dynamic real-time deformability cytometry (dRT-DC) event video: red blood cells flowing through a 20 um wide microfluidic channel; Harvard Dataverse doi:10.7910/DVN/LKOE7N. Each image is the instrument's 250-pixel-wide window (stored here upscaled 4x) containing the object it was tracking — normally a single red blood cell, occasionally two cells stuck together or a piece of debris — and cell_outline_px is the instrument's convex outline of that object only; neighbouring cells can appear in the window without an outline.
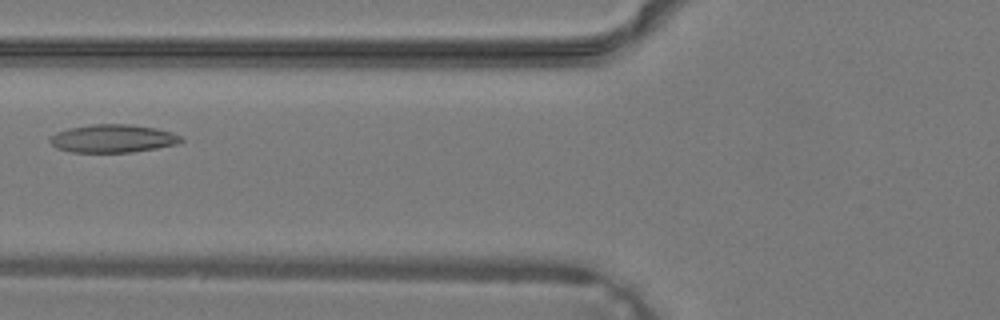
{"species": "common noctule bat (a hibernating species)", "species_latin": "Nyctalus noctula", "temperature_condition": "warm", "stored_images_in_passage": 28, "camera_frame_rate_fps": 3000, "um_per_image_px": 0.085, "animal": {"sex": "male", "body_mass_g": 19.2, "forearm_length_mm": 51.8}, "frame": {"image": 1, "passage_image": 5, "time_ms": 1.333, "image_size_px": [1000, 320], "cell_outline_px": [[184, 140], [176, 144], [156, 148], [132, 152], [72, 152], [56, 148], [48, 140], [56, 132], [68, 128], [92, 124], [128, 124], [156, 128], [172, 132], [180, 136]], "centroid_in_image_um": [9.58, 11.77], "position_along_channel_um": 116.2, "area_um2": 21.39}}
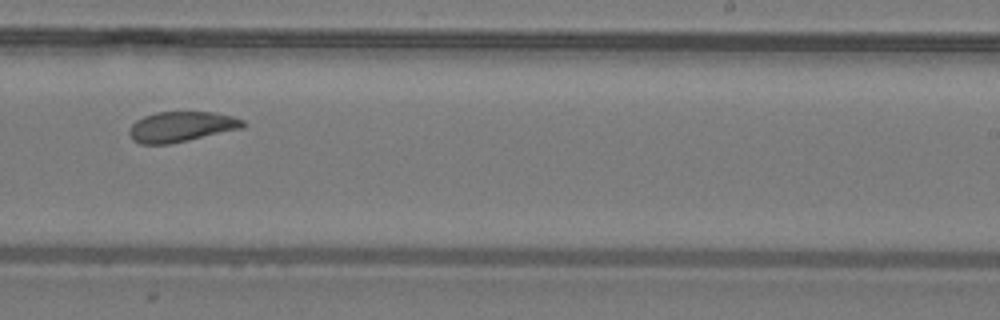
{"frame": {"image": 2, "passage_image": 14, "time_ms": 4.333, "image_size_px": [1000, 320], "cell_outline_px": [[248, 124], [244, 128], [188, 140], [168, 144], [140, 144], [132, 140], [128, 132], [132, 124], [136, 120], [144, 116], [156, 112], [216, 112], [232, 116], [244, 120]], "centroid_in_image_um": [15.43, 10.77], "position_along_channel_um": 273.6, "area_um2": 20.23}}
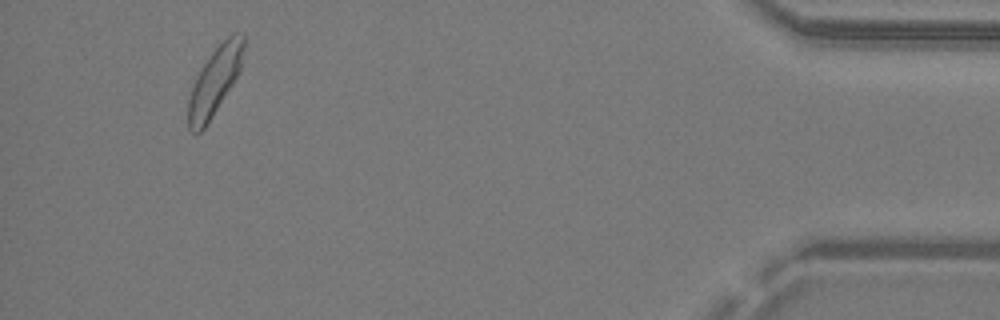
{"frame": {"image": 3, "passage_image": 26, "time_ms": 8.333, "image_size_px": [1000, 320], "cell_outline_px": [[244, 48], [240, 68], [232, 84], [204, 128], [196, 136], [188, 128], [188, 100], [196, 76], [212, 52], [232, 32], [244, 32]], "centroid_in_image_um": [18.24, 6.89], "position_along_channel_um": 417.0, "area_um2": 21.44}}